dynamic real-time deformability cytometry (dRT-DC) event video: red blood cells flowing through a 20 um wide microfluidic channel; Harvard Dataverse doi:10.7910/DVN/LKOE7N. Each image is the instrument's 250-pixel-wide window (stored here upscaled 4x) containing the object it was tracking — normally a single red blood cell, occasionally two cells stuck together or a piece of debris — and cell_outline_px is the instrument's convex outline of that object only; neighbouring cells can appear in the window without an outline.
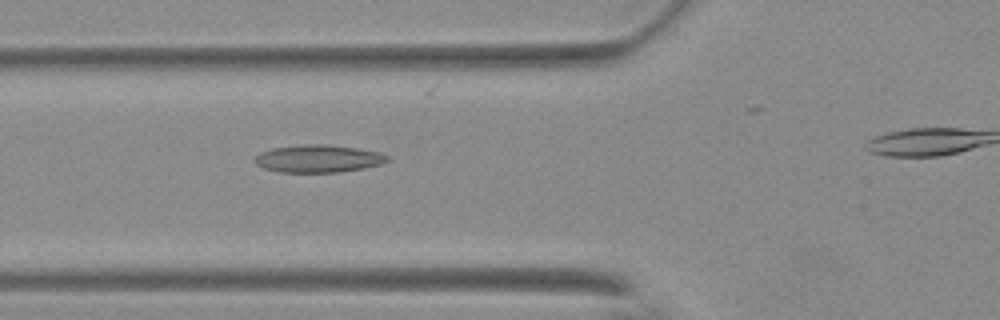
{"species": "Egyptian fruit bat (a non-hibernating species)", "species_latin": "Rousettus aegyptiacus", "temperature_condition": "warm", "stored_images_in_passage": 34, "camera_frame_rate_fps": 3000, "um_per_image_px": 0.085, "animal": {"sex": "female"}, "frame": {"image": 1, "passage_image": 15, "time_ms": 4.667, "image_size_px": [1000, 320], "cell_outline_px": [[392, 160], [380, 164], [364, 168], [340, 172], [276, 172], [264, 168], [256, 164], [252, 160], [260, 152], [272, 148], [304, 144], [324, 144], [356, 148], [380, 152], [388, 156]], "centroid_in_image_um": [27.04, 13.48], "position_along_channel_um": 98.8, "area_um2": 21.44}}
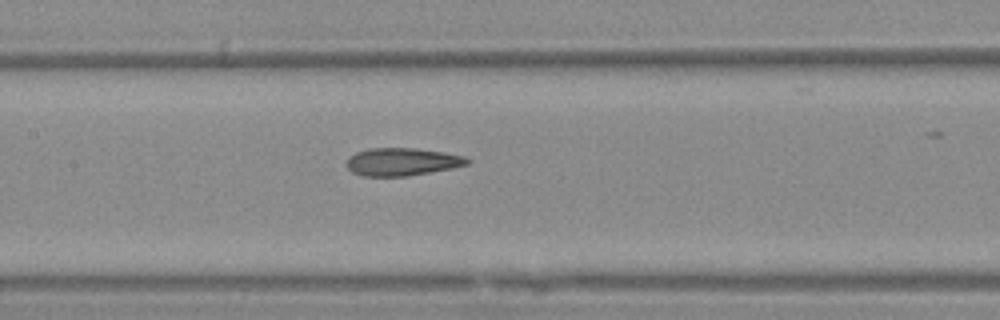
{"frame": {"image": 2, "passage_image": 21, "time_ms": 6.667, "image_size_px": [1000, 320], "cell_outline_px": [[472, 160], [468, 164], [452, 168], [408, 176], [364, 176], [352, 172], [344, 164], [348, 156], [356, 152], [368, 148], [416, 148], [444, 152], [464, 156]], "centroid_in_image_um": [34.15, 13.74], "position_along_channel_um": 173.3, "area_um2": 19.71}}
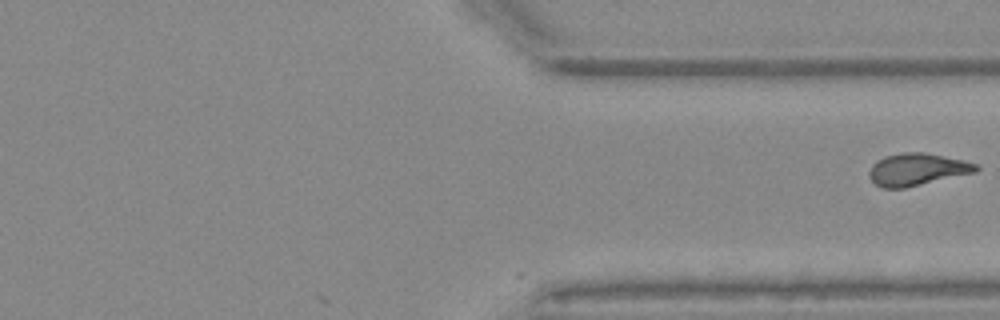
{"frame": {"image": 3, "passage_image": 34, "time_ms": 11.0, "image_size_px": [1000, 320], "cell_outline_px": [[980, 168], [976, 172], [904, 188], [884, 188], [876, 184], [868, 176], [868, 172], [872, 164], [876, 160], [884, 156], [904, 152], [924, 152], [964, 160], [976, 164]], "centroid_in_image_um": [77.93, 14.39], "position_along_channel_um": 333.5, "area_um2": 20.06}}